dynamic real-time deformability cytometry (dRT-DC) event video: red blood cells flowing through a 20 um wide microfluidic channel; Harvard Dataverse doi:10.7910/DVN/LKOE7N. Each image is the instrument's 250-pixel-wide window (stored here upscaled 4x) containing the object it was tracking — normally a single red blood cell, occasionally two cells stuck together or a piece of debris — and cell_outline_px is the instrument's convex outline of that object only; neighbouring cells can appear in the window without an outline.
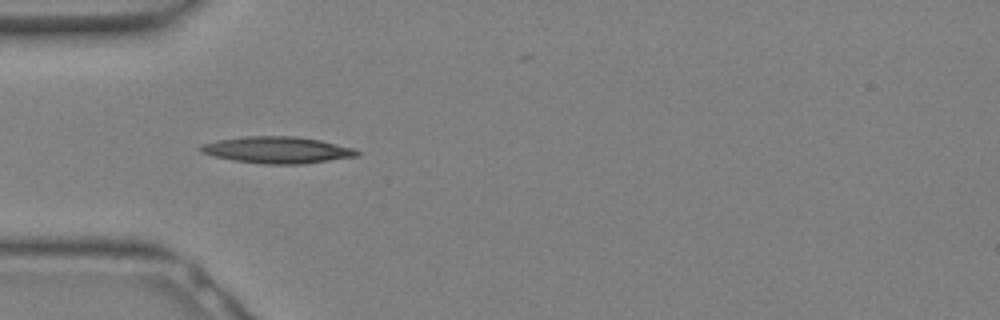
{"species": "Egyptian fruit bat (a non-hibernating species)", "species_latin": "Rousettus aegyptiacus", "temperature_condition": "warm", "stored_images_in_passage": 10, "camera_frame_rate_fps": 3000, "um_per_image_px": 0.085, "animal": {"sex": "female"}, "frame": {"image": 1, "passage_image": 1, "time_ms": 0.0, "image_size_px": [1000, 320], "cell_outline_px": [[360, 156], [304, 164], [264, 164], [232, 160], [200, 152], [200, 144], [216, 140], [244, 136], [296, 136], [320, 140], [352, 148], [360, 152]], "centroid_in_image_um": [23.56, 12.74], "position_along_channel_um": 61.4, "area_um2": 24.33}}
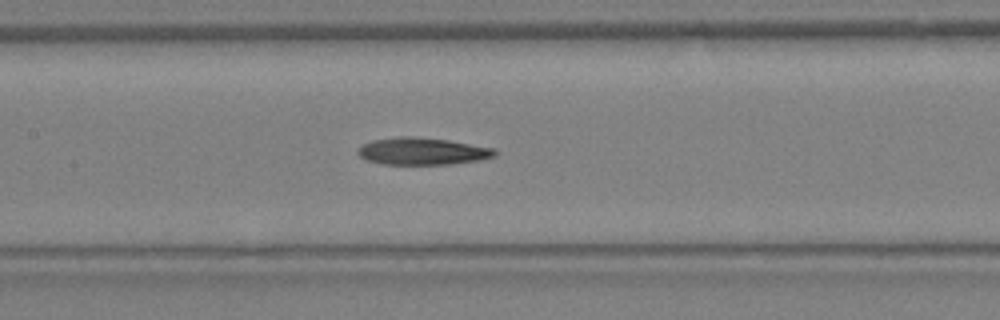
{"frame": {"image": 2, "passage_image": 6, "time_ms": 1.667, "image_size_px": [1000, 320], "cell_outline_px": [[496, 156], [480, 160], [448, 164], [380, 164], [364, 160], [356, 152], [364, 144], [372, 140], [400, 136], [412, 136], [448, 140], [492, 148], [496, 152]], "centroid_in_image_um": [35.86, 12.86], "position_along_channel_um": 171.5, "area_um2": 21.56}}
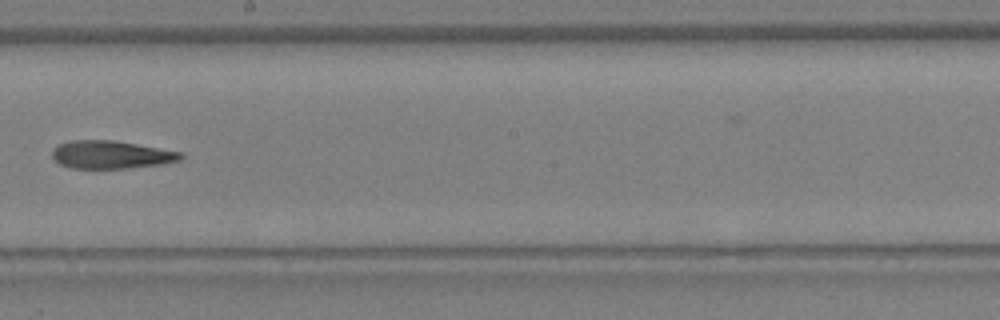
{"frame": {"image": 3, "passage_image": 9, "time_ms": 2.667, "image_size_px": [1000, 320], "cell_outline_px": [[184, 156], [180, 160], [160, 164], [128, 168], [72, 168], [60, 164], [52, 156], [52, 148], [60, 144], [72, 140], [112, 140], [136, 144], [180, 152]], "centroid_in_image_um": [9.41, 13.14], "position_along_channel_um": 238.8, "area_um2": 20.63}}